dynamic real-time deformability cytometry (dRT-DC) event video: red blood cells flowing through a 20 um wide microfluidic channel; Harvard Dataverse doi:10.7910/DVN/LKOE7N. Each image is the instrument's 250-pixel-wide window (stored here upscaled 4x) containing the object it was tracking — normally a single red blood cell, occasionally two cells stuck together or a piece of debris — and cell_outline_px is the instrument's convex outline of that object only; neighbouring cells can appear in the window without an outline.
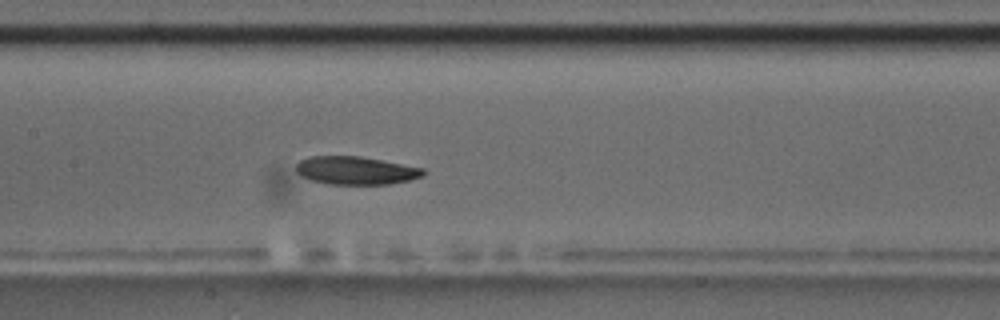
{"species": "common noctule bat (a hibernating species)", "species_latin": "Nyctalus noctula", "temperature_condition": "room temperature", "stored_images_in_passage": 9, "segment_of_instrument_passage": [1, 2], "camera_frame_rate_fps": 3000, "um_per_image_px": 0.085, "animal": {"sex": "male", "body_mass_g": 17.5, "forearm_length_mm": 52.3}, "frame": {"image": 1, "passage_image": 8, "time_ms": 8.0, "image_size_px": [1000, 320], "cell_outline_px": [[428, 172], [424, 176], [408, 180], [388, 184], [324, 184], [312, 180], [296, 172], [296, 164], [300, 160], [308, 156], [360, 156], [424, 168]], "centroid_in_image_um": [30.26, 14.49], "position_along_channel_um": 177.1, "area_um2": 20.87}}